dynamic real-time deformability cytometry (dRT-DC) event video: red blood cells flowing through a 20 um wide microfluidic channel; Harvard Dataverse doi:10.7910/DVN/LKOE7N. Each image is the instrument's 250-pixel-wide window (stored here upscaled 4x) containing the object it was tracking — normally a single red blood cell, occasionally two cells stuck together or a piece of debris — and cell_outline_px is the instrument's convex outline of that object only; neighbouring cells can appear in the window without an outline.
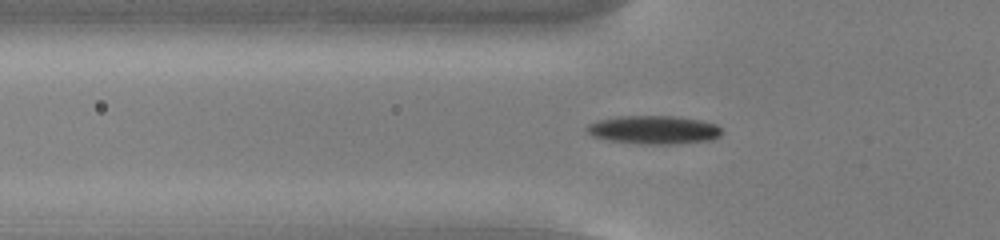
{"species": "common noctule bat (a hibernating species)", "species_latin": "Nyctalus noctula", "temperature_condition": "cold", "stored_images_in_passage": 45, "camera_frame_rate_fps": 3000, "um_per_image_px": 0.085, "animal": {"sex": "male", "body_mass_g": 13.0, "forearm_length_mm": 53.1}, "frame": {"image": 1, "passage_image": 15, "time_ms": 4.667, "image_size_px": [1000, 240], "cell_outline_px": [[724, 132], [720, 136], [712, 140], [672, 144], [648, 144], [612, 140], [592, 136], [584, 128], [588, 124], [600, 120], [620, 116], [672, 116], [700, 120], [716, 124]], "centroid_in_image_um": [55.62, 11.03], "position_along_channel_um": 70.2, "area_um2": 22.14}}
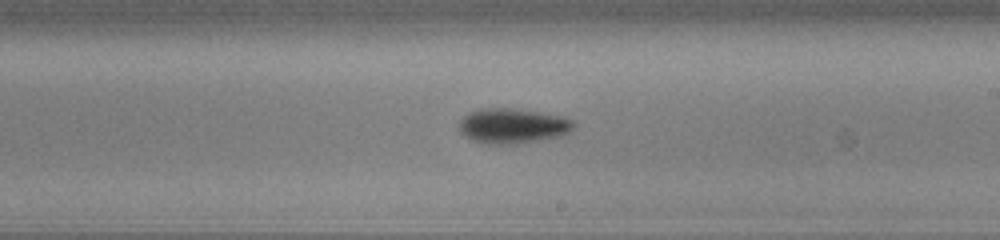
{"frame": {"image": 2, "passage_image": 29, "time_ms": 9.333, "image_size_px": [1000, 240], "cell_outline_px": [[576, 124], [564, 136], [516, 144], [488, 144], [472, 140], [464, 136], [460, 132], [460, 120], [468, 112], [480, 108], [508, 108], [536, 112], [556, 116], [572, 120]], "centroid_in_image_um": [43.54, 10.72], "position_along_channel_um": 245.5, "area_um2": 23.24}}
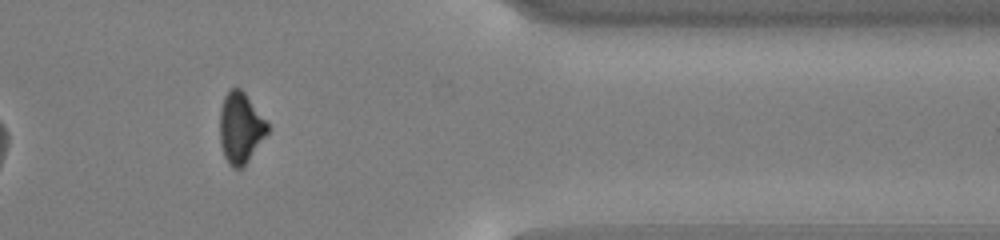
{"frame": {"image": 3, "passage_image": 42, "time_ms": 13.667, "image_size_px": [1000, 240], "cell_outline_px": [[268, 132], [248, 160], [240, 168], [232, 168], [224, 156], [220, 144], [220, 108], [224, 96], [232, 88], [240, 88], [244, 92], [268, 124]], "centroid_in_image_um": [20.42, 10.86], "position_along_channel_um": 391.0, "area_um2": 19.31}, "authors_computed_cell_mechanics": {"area_um2": 21.0392, "velocity_mm_per_s": 3.775, "shape_relaxation_time_tau1_ms": 3.0957, "shape_relaxation_time_tau2_ms": null, "deformation_change_tau1": 0.129, "deformation_change_tau2": null}}